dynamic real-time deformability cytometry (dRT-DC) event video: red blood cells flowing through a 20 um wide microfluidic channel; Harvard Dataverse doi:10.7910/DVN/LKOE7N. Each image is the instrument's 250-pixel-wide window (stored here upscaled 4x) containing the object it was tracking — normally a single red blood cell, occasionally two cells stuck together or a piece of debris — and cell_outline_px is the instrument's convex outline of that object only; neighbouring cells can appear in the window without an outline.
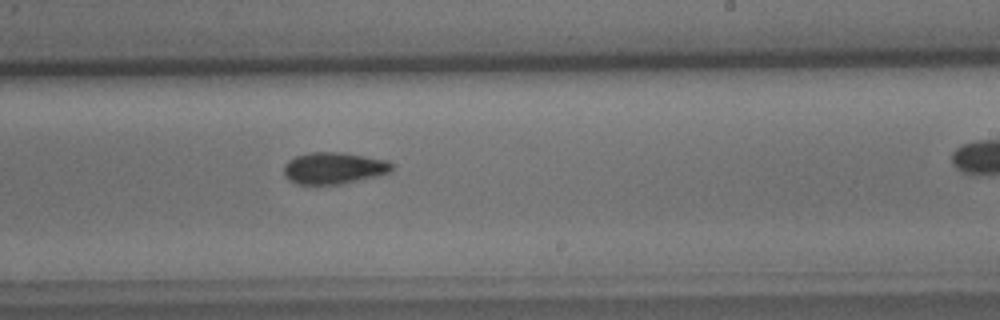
{"species": "common noctule bat (a hibernating species)", "species_latin": "Nyctalus noctula", "temperature_condition": "cold", "stored_images_in_passage": 37, "camera_frame_rate_fps": 3000, "um_per_image_px": 0.085, "animal": {"sex": "male", "body_mass_g": 15.6}, "frame": {"image": 1, "passage_image": 27, "time_ms": 8.667, "image_size_px": [1000, 320], "cell_outline_px": [[392, 168], [388, 172], [376, 176], [340, 184], [296, 184], [288, 180], [284, 176], [284, 164], [288, 160], [296, 156], [312, 152], [340, 152], [388, 160], [392, 164]], "centroid_in_image_um": [28.32, 14.29], "position_along_channel_um": 260.7, "area_um2": 19.83}}